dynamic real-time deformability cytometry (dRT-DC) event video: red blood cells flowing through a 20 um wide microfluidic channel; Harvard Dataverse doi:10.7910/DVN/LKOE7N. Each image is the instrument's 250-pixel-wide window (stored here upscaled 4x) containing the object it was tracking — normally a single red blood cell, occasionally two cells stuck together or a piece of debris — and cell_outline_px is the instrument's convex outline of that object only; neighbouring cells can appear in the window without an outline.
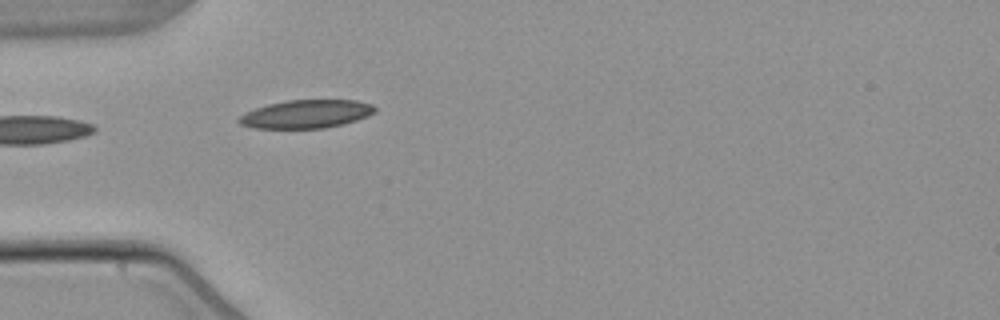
{"species": "common noctule bat (a hibernating species)", "species_latin": "Nyctalus noctula", "temperature_condition": "warm", "stored_images_in_passage": 4, "camera_frame_rate_fps": 3000, "um_per_image_px": 0.085, "animal": {"sex": "male", "body_mass_g": 21.5, "forearm_length_mm": 52.0}, "frame": {"image": 1, "passage_image": 4, "time_ms": 4.667, "image_size_px": [1000, 320], "cell_outline_px": [[376, 112], [368, 116], [344, 124], [324, 128], [256, 128], [240, 124], [236, 120], [244, 112], [268, 104], [288, 100], [356, 100], [372, 104], [376, 108]], "centroid_in_image_um": [26.04, 9.69], "position_along_channel_um": 59.0, "area_um2": 22.43}}